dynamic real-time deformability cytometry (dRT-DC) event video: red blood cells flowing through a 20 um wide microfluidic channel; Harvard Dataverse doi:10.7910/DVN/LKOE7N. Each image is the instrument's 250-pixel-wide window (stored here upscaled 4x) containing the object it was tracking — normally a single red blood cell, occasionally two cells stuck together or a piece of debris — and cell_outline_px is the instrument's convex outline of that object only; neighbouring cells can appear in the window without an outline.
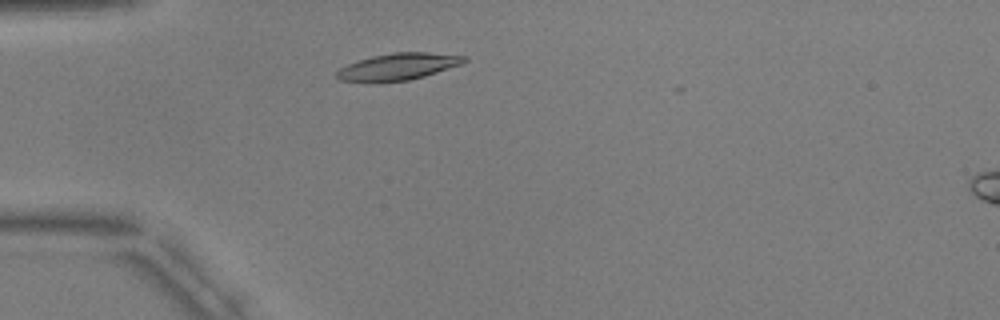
{"species": "common noctule bat (a hibernating species)", "species_latin": "Nyctalus noctula", "temperature_condition": "warm", "stored_images_in_passage": 3, "camera_frame_rate_fps": 3000, "um_per_image_px": 0.085, "animal": {"sex": "male", "body_mass_g": 17.9, "forearm_length_mm": 54.2}, "frame": {"image": 1, "passage_image": 1, "time_ms": 0.0, "image_size_px": [1000, 320], "cell_outline_px": [[468, 60], [460, 64], [424, 76], [408, 80], [368, 84], [336, 80], [336, 72], [340, 68], [348, 64], [372, 56], [392, 52], [428, 52], [468, 56]], "centroid_in_image_um": [33.76, 5.69], "position_along_channel_um": 51.2, "area_um2": 20.29}}